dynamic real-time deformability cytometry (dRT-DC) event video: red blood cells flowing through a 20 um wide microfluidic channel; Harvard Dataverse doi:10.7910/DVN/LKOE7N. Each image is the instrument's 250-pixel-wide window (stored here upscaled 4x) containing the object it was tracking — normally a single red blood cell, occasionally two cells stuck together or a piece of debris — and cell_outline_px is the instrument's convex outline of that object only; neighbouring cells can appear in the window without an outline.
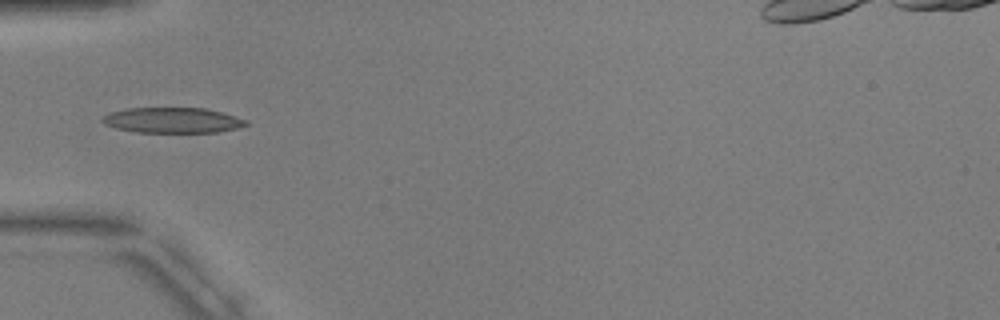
{"species": "common noctule bat (a hibernating species)", "species_latin": "Nyctalus noctula", "temperature_condition": "warm", "stored_images_in_passage": 6, "camera_frame_rate_fps": 3000, "um_per_image_px": 0.085, "animal": {"sex": "male", "body_mass_g": 17.9, "forearm_length_mm": 54.2}, "frame": {"image": 1, "passage_image": 5, "time_ms": 5.667, "image_size_px": [1000, 320], "cell_outline_px": [[248, 124], [236, 128], [216, 132], [136, 132], [116, 128], [104, 124], [100, 120], [100, 116], [112, 112], [128, 108], [204, 108], [220, 112], [248, 120]], "centroid_in_image_um": [14.61, 10.22], "position_along_channel_um": 70.4, "area_um2": 21.15}}